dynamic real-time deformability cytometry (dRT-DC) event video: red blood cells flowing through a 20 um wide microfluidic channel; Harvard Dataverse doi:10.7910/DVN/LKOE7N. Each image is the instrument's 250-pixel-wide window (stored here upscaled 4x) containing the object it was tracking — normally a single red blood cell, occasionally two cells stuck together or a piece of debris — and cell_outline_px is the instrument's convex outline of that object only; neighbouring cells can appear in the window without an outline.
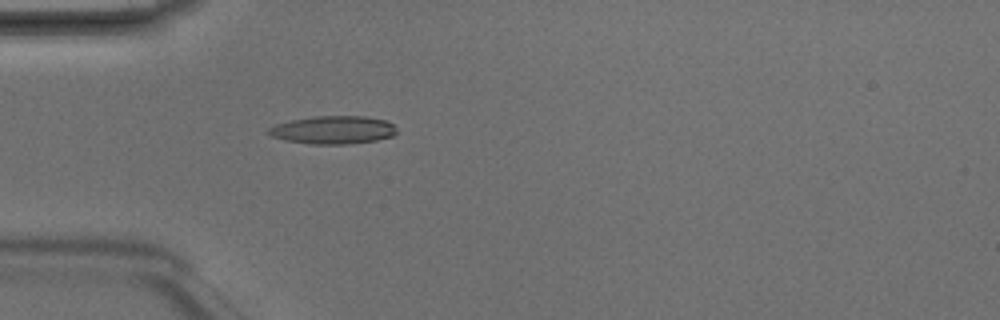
{"species": "Egyptian fruit bat (a non-hibernating species)", "species_latin": "Rousettus aegyptiacus", "temperature_condition": "room temperature", "stored_images_in_passage": 3, "camera_frame_rate_fps": 3000, "um_per_image_px": 0.085, "animal": {"sex": "male"}, "frame": {"image": 1, "passage_image": 3, "time_ms": 0.667, "image_size_px": [1000, 320], "cell_outline_px": [[396, 132], [392, 136], [376, 140], [344, 144], [312, 144], [288, 140], [272, 136], [268, 132], [268, 128], [276, 124], [292, 120], [312, 116], [364, 116], [384, 120], [392, 124], [396, 128]], "centroid_in_image_um": [28.32, 11.03], "position_along_channel_um": 56.7, "area_um2": 20.63}}